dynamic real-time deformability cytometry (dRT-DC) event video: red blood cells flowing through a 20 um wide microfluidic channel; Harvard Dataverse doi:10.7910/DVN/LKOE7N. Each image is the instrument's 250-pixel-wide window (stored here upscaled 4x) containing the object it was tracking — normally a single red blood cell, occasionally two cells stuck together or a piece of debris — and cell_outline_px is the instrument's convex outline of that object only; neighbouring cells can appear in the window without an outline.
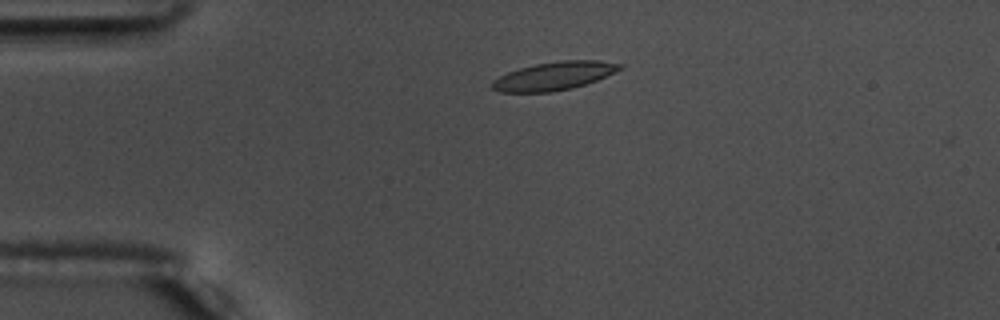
{"species": "common noctule bat (a hibernating species)", "species_latin": "Nyctalus noctula", "temperature_condition": "warm", "stored_images_in_passage": 11, "camera_frame_rate_fps": 3000, "um_per_image_px": 0.085, "animal": {"sex": "male", "body_mass_g": 17.5, "forearm_length_mm": 52.3}, "frame": {"image": 1, "passage_image": 1, "time_ms": 0.0, "image_size_px": [1000, 320], "cell_outline_px": [[624, 68], [596, 80], [572, 88], [552, 92], [500, 92], [492, 88], [492, 80], [508, 72], [520, 68], [536, 64], [560, 60], [600, 60], [624, 64]], "centroid_in_image_um": [47.12, 6.45], "position_along_channel_um": 37.9, "area_um2": 20.98}}